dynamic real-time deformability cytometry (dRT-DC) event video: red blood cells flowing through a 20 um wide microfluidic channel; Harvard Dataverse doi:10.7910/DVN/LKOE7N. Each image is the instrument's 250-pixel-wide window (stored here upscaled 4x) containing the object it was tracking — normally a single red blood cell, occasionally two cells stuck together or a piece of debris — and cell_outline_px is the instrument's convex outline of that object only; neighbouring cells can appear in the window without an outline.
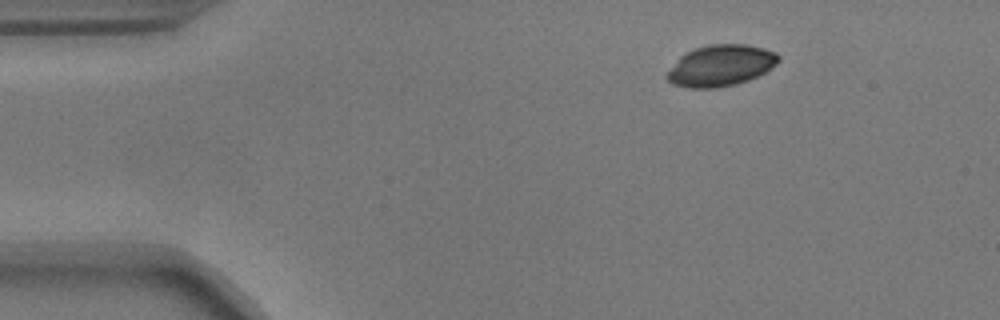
{"species": "common noctule bat (a hibernating species)", "species_latin": "Nyctalus noctula", "temperature_condition": "warm", "stored_images_in_passage": 48, "camera_frame_rate_fps": 3000, "um_per_image_px": 0.085, "animal": {"sex": "male", "body_mass_g": 17.9}, "frame": {"image": 1, "passage_image": 1, "time_ms": 0.0, "image_size_px": [1000, 320], "cell_outline_px": [[780, 60], [776, 64], [764, 72], [748, 80], [736, 84], [716, 88], [688, 88], [672, 84], [664, 76], [680, 56], [696, 48], [708, 44], [744, 44], [764, 48], [776, 52], [780, 56]], "centroid_in_image_um": [61.25, 5.57], "position_along_channel_um": 23.7, "area_um2": 26.76}}
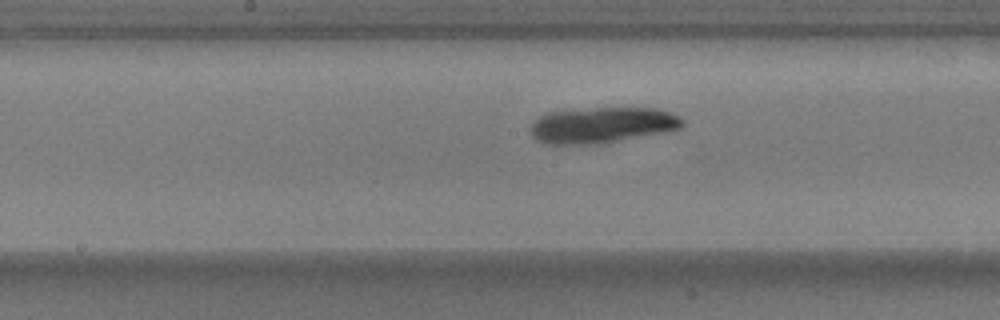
{"frame": {"image": 2, "passage_image": 21, "time_ms": 6.667, "image_size_px": [1000, 320], "cell_outline_px": [[684, 124], [680, 128], [668, 132], [608, 144], [544, 144], [536, 140], [528, 132], [532, 124], [540, 116], [548, 112], [596, 108], [652, 108], [668, 112], [680, 116], [684, 120]], "centroid_in_image_um": [51.2, 10.66], "position_along_channel_um": 197.0, "area_um2": 32.31}}
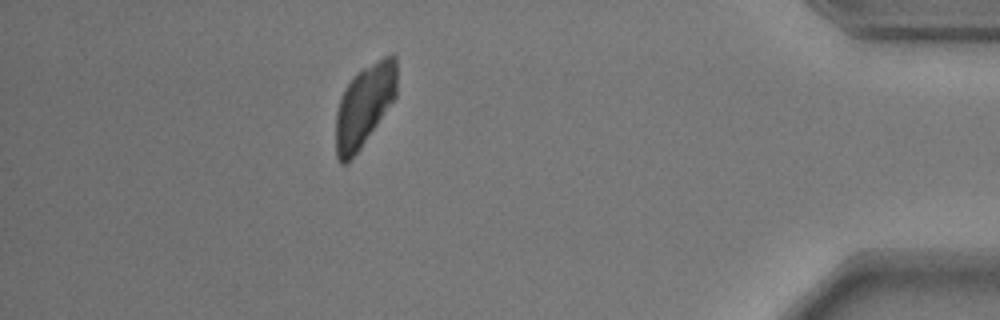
{"frame": {"image": 3, "passage_image": 42, "time_ms": 13.667, "image_size_px": [1000, 320], "cell_outline_px": [[396, 96], [360, 148], [344, 164], [340, 164], [336, 156], [336, 112], [344, 88], [356, 72], [384, 56], [396, 56]], "centroid_in_image_um": [30.95, 8.94], "position_along_channel_um": 404.3, "area_um2": 28.61}}